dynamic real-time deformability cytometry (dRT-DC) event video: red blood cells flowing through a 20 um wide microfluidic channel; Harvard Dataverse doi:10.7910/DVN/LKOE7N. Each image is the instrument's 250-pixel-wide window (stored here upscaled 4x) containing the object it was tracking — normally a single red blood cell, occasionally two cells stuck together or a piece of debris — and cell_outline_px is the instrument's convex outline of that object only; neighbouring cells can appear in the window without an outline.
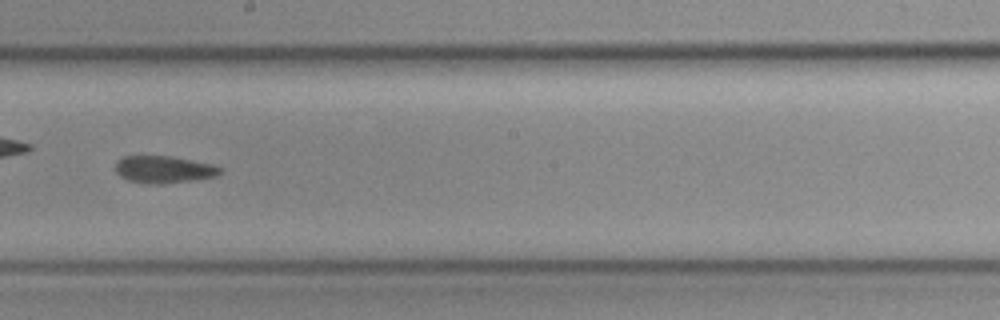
{"species": "common noctule bat (a hibernating species)", "species_latin": "Nyctalus noctula", "temperature_condition": "cold", "stored_images_in_passage": 40, "camera_frame_rate_fps": 3000, "um_per_image_px": 0.085, "animal": {"sex": "female", "body_mass_g": 19.3, "forearm_length_mm": 54.1}, "frame": {"image": 1, "passage_image": 23, "time_ms": 7.333, "image_size_px": [1000, 320], "cell_outline_px": [[224, 172], [216, 176], [160, 184], [148, 184], [128, 180], [120, 176], [116, 172], [116, 160], [124, 156], [172, 156], [212, 164], [224, 168]], "centroid_in_image_um": [13.93, 14.39], "position_along_channel_um": 234.3, "area_um2": 16.59}}
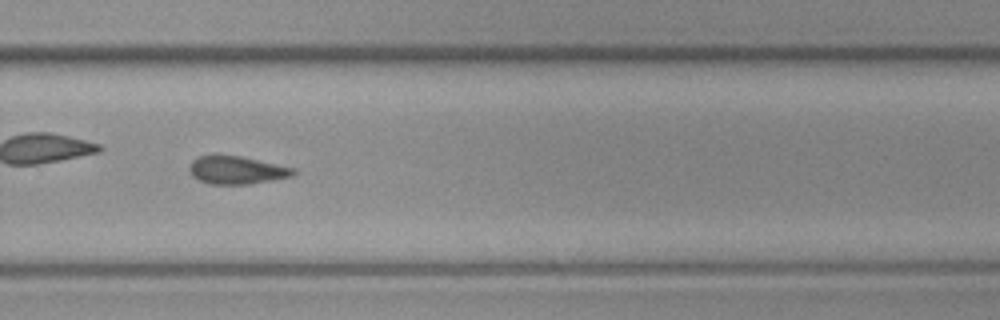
{"frame": {"image": 2, "passage_image": 29, "time_ms": 9.333, "image_size_px": [1000, 320], "cell_outline_px": [[296, 172], [292, 176], [272, 180], [248, 184], [208, 184], [192, 176], [188, 168], [192, 160], [200, 156], [240, 156], [296, 168]], "centroid_in_image_um": [20.12, 14.47], "position_along_channel_um": 309.7, "area_um2": 16.76}, "authors_computed_cell_mechanics": {"area_um2": 17.051, "velocity_mm_per_s": 3.7813, "shape_relaxation_time_tau1_ms": 8.039, "shape_relaxation_time_tau2_ms": null, "deformation_change_tau1": 0.1063, "deformation_change_tau2": null}}